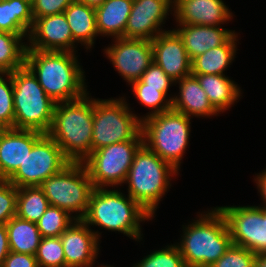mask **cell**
I'll return each mask as SVG.
<instances>
[{"mask_svg": "<svg viewBox=\"0 0 266 267\" xmlns=\"http://www.w3.org/2000/svg\"><path fill=\"white\" fill-rule=\"evenodd\" d=\"M210 209L182 225L181 237L174 242L186 267H210L232 244L224 215L217 207Z\"/></svg>", "mask_w": 266, "mask_h": 267, "instance_id": "7a4b0ae2", "label": "cell"}, {"mask_svg": "<svg viewBox=\"0 0 266 267\" xmlns=\"http://www.w3.org/2000/svg\"><path fill=\"white\" fill-rule=\"evenodd\" d=\"M173 14L172 0H133L125 28V38L152 41L167 31L163 25Z\"/></svg>", "mask_w": 266, "mask_h": 267, "instance_id": "4fadbf2b", "label": "cell"}, {"mask_svg": "<svg viewBox=\"0 0 266 267\" xmlns=\"http://www.w3.org/2000/svg\"><path fill=\"white\" fill-rule=\"evenodd\" d=\"M93 109L94 98L89 92L79 99L56 103L47 134L71 163H83L92 152Z\"/></svg>", "mask_w": 266, "mask_h": 267, "instance_id": "277c9868", "label": "cell"}, {"mask_svg": "<svg viewBox=\"0 0 266 267\" xmlns=\"http://www.w3.org/2000/svg\"><path fill=\"white\" fill-rule=\"evenodd\" d=\"M66 20L70 27L73 39L85 51H91L96 37H99L96 26L95 8L88 6L85 3L74 0L64 11Z\"/></svg>", "mask_w": 266, "mask_h": 267, "instance_id": "cb8c5ba5", "label": "cell"}, {"mask_svg": "<svg viewBox=\"0 0 266 267\" xmlns=\"http://www.w3.org/2000/svg\"><path fill=\"white\" fill-rule=\"evenodd\" d=\"M14 128L13 82L11 73H0V129Z\"/></svg>", "mask_w": 266, "mask_h": 267, "instance_id": "836d02e7", "label": "cell"}, {"mask_svg": "<svg viewBox=\"0 0 266 267\" xmlns=\"http://www.w3.org/2000/svg\"><path fill=\"white\" fill-rule=\"evenodd\" d=\"M26 42L27 49L78 53L64 13L34 19Z\"/></svg>", "mask_w": 266, "mask_h": 267, "instance_id": "9a60e30c", "label": "cell"}, {"mask_svg": "<svg viewBox=\"0 0 266 267\" xmlns=\"http://www.w3.org/2000/svg\"><path fill=\"white\" fill-rule=\"evenodd\" d=\"M139 80L144 83V88L159 89L172 102L174 95L169 94V90L175 85V81L155 62L148 67Z\"/></svg>", "mask_w": 266, "mask_h": 267, "instance_id": "e575fe53", "label": "cell"}, {"mask_svg": "<svg viewBox=\"0 0 266 267\" xmlns=\"http://www.w3.org/2000/svg\"><path fill=\"white\" fill-rule=\"evenodd\" d=\"M78 1L85 3L88 6L96 8V7L100 6L105 0H78Z\"/></svg>", "mask_w": 266, "mask_h": 267, "instance_id": "ee69618b", "label": "cell"}, {"mask_svg": "<svg viewBox=\"0 0 266 267\" xmlns=\"http://www.w3.org/2000/svg\"><path fill=\"white\" fill-rule=\"evenodd\" d=\"M197 78L213 108L221 115L239 102L243 90L227 75L191 74Z\"/></svg>", "mask_w": 266, "mask_h": 267, "instance_id": "7402d4cb", "label": "cell"}, {"mask_svg": "<svg viewBox=\"0 0 266 267\" xmlns=\"http://www.w3.org/2000/svg\"><path fill=\"white\" fill-rule=\"evenodd\" d=\"M75 220L67 211L50 205L37 222V226L42 238L58 237Z\"/></svg>", "mask_w": 266, "mask_h": 267, "instance_id": "4dcf8cb0", "label": "cell"}, {"mask_svg": "<svg viewBox=\"0 0 266 267\" xmlns=\"http://www.w3.org/2000/svg\"><path fill=\"white\" fill-rule=\"evenodd\" d=\"M2 267H39L36 256L10 251L4 259Z\"/></svg>", "mask_w": 266, "mask_h": 267, "instance_id": "f35d334b", "label": "cell"}, {"mask_svg": "<svg viewBox=\"0 0 266 267\" xmlns=\"http://www.w3.org/2000/svg\"><path fill=\"white\" fill-rule=\"evenodd\" d=\"M224 215L232 244L258 255L259 206H216Z\"/></svg>", "mask_w": 266, "mask_h": 267, "instance_id": "d6986e66", "label": "cell"}, {"mask_svg": "<svg viewBox=\"0 0 266 267\" xmlns=\"http://www.w3.org/2000/svg\"><path fill=\"white\" fill-rule=\"evenodd\" d=\"M98 264H99V265H98ZM98 264H97V267H115V266L110 265V264H109V265H108V264H106V265L103 264V265H102V264H100L99 262H98ZM131 267H132V266H131Z\"/></svg>", "mask_w": 266, "mask_h": 267, "instance_id": "f6af8a7d", "label": "cell"}, {"mask_svg": "<svg viewBox=\"0 0 266 267\" xmlns=\"http://www.w3.org/2000/svg\"><path fill=\"white\" fill-rule=\"evenodd\" d=\"M153 61L175 82L191 75V60L182 38L174 29L157 35L152 41Z\"/></svg>", "mask_w": 266, "mask_h": 267, "instance_id": "e0dca14e", "label": "cell"}, {"mask_svg": "<svg viewBox=\"0 0 266 267\" xmlns=\"http://www.w3.org/2000/svg\"><path fill=\"white\" fill-rule=\"evenodd\" d=\"M143 144L142 131L133 139L101 147L83 162L94 188H120L127 178L135 152Z\"/></svg>", "mask_w": 266, "mask_h": 267, "instance_id": "30bf717a", "label": "cell"}, {"mask_svg": "<svg viewBox=\"0 0 266 267\" xmlns=\"http://www.w3.org/2000/svg\"><path fill=\"white\" fill-rule=\"evenodd\" d=\"M191 121L173 109L142 121L143 143L161 159L181 171V164L190 142Z\"/></svg>", "mask_w": 266, "mask_h": 267, "instance_id": "52a82bcc", "label": "cell"}, {"mask_svg": "<svg viewBox=\"0 0 266 267\" xmlns=\"http://www.w3.org/2000/svg\"><path fill=\"white\" fill-rule=\"evenodd\" d=\"M28 35L0 32V73H11L25 65Z\"/></svg>", "mask_w": 266, "mask_h": 267, "instance_id": "83f0119b", "label": "cell"}, {"mask_svg": "<svg viewBox=\"0 0 266 267\" xmlns=\"http://www.w3.org/2000/svg\"><path fill=\"white\" fill-rule=\"evenodd\" d=\"M180 172L152 152L144 143L135 152L126 181L127 193L153 218L160 201Z\"/></svg>", "mask_w": 266, "mask_h": 267, "instance_id": "5b68a950", "label": "cell"}, {"mask_svg": "<svg viewBox=\"0 0 266 267\" xmlns=\"http://www.w3.org/2000/svg\"><path fill=\"white\" fill-rule=\"evenodd\" d=\"M25 1L29 2L30 4L34 2V0H25Z\"/></svg>", "mask_w": 266, "mask_h": 267, "instance_id": "bcb514c9", "label": "cell"}, {"mask_svg": "<svg viewBox=\"0 0 266 267\" xmlns=\"http://www.w3.org/2000/svg\"><path fill=\"white\" fill-rule=\"evenodd\" d=\"M225 26L176 25L173 28L182 38L184 47L192 61L207 50L225 44L236 32Z\"/></svg>", "mask_w": 266, "mask_h": 267, "instance_id": "44dd1931", "label": "cell"}, {"mask_svg": "<svg viewBox=\"0 0 266 267\" xmlns=\"http://www.w3.org/2000/svg\"><path fill=\"white\" fill-rule=\"evenodd\" d=\"M119 188H94L82 219L90 228L98 227L143 241V223L154 219L135 200ZM143 222V223H142ZM142 224V225H141Z\"/></svg>", "mask_w": 266, "mask_h": 267, "instance_id": "3957f363", "label": "cell"}, {"mask_svg": "<svg viewBox=\"0 0 266 267\" xmlns=\"http://www.w3.org/2000/svg\"><path fill=\"white\" fill-rule=\"evenodd\" d=\"M256 254L235 244L210 267H254Z\"/></svg>", "mask_w": 266, "mask_h": 267, "instance_id": "d590c367", "label": "cell"}, {"mask_svg": "<svg viewBox=\"0 0 266 267\" xmlns=\"http://www.w3.org/2000/svg\"><path fill=\"white\" fill-rule=\"evenodd\" d=\"M74 0H34L31 4L34 19L64 13Z\"/></svg>", "mask_w": 266, "mask_h": 267, "instance_id": "74e56055", "label": "cell"}, {"mask_svg": "<svg viewBox=\"0 0 266 267\" xmlns=\"http://www.w3.org/2000/svg\"><path fill=\"white\" fill-rule=\"evenodd\" d=\"M141 259L133 263L132 267H186L180 250L175 243L150 251L149 254L147 253Z\"/></svg>", "mask_w": 266, "mask_h": 267, "instance_id": "1f68e13d", "label": "cell"}, {"mask_svg": "<svg viewBox=\"0 0 266 267\" xmlns=\"http://www.w3.org/2000/svg\"><path fill=\"white\" fill-rule=\"evenodd\" d=\"M253 181L255 182L262 200V203L258 206L266 207V168L261 172L255 174Z\"/></svg>", "mask_w": 266, "mask_h": 267, "instance_id": "60d3db41", "label": "cell"}, {"mask_svg": "<svg viewBox=\"0 0 266 267\" xmlns=\"http://www.w3.org/2000/svg\"><path fill=\"white\" fill-rule=\"evenodd\" d=\"M78 53L26 49L25 65L45 93L56 103L73 101L88 91L86 73ZM81 64V65H80Z\"/></svg>", "mask_w": 266, "mask_h": 267, "instance_id": "6da1fadb", "label": "cell"}, {"mask_svg": "<svg viewBox=\"0 0 266 267\" xmlns=\"http://www.w3.org/2000/svg\"><path fill=\"white\" fill-rule=\"evenodd\" d=\"M175 86L179 88V92L173 94V110L185 114L189 118H214V116H219L195 76L189 75L182 78L175 82Z\"/></svg>", "mask_w": 266, "mask_h": 267, "instance_id": "ffe728a7", "label": "cell"}, {"mask_svg": "<svg viewBox=\"0 0 266 267\" xmlns=\"http://www.w3.org/2000/svg\"><path fill=\"white\" fill-rule=\"evenodd\" d=\"M240 33L236 32L225 44L207 50L191 61V74L225 75L235 58Z\"/></svg>", "mask_w": 266, "mask_h": 267, "instance_id": "d4e9b609", "label": "cell"}, {"mask_svg": "<svg viewBox=\"0 0 266 267\" xmlns=\"http://www.w3.org/2000/svg\"><path fill=\"white\" fill-rule=\"evenodd\" d=\"M39 187L50 205L67 211L76 220H82L86 215L94 189L85 165L71 162Z\"/></svg>", "mask_w": 266, "mask_h": 267, "instance_id": "9c48e42d", "label": "cell"}, {"mask_svg": "<svg viewBox=\"0 0 266 267\" xmlns=\"http://www.w3.org/2000/svg\"><path fill=\"white\" fill-rule=\"evenodd\" d=\"M13 82L14 128L47 134L56 102L41 87L37 77L24 65L11 72Z\"/></svg>", "mask_w": 266, "mask_h": 267, "instance_id": "8992f818", "label": "cell"}, {"mask_svg": "<svg viewBox=\"0 0 266 267\" xmlns=\"http://www.w3.org/2000/svg\"><path fill=\"white\" fill-rule=\"evenodd\" d=\"M172 16L177 25L207 26H222L235 17L223 0H174Z\"/></svg>", "mask_w": 266, "mask_h": 267, "instance_id": "2e32d148", "label": "cell"}, {"mask_svg": "<svg viewBox=\"0 0 266 267\" xmlns=\"http://www.w3.org/2000/svg\"><path fill=\"white\" fill-rule=\"evenodd\" d=\"M35 256L39 267H65L60 236L42 238Z\"/></svg>", "mask_w": 266, "mask_h": 267, "instance_id": "d6a6232c", "label": "cell"}, {"mask_svg": "<svg viewBox=\"0 0 266 267\" xmlns=\"http://www.w3.org/2000/svg\"><path fill=\"white\" fill-rule=\"evenodd\" d=\"M44 134L34 130L0 129V179L7 180Z\"/></svg>", "mask_w": 266, "mask_h": 267, "instance_id": "ac0fdd59", "label": "cell"}, {"mask_svg": "<svg viewBox=\"0 0 266 267\" xmlns=\"http://www.w3.org/2000/svg\"><path fill=\"white\" fill-rule=\"evenodd\" d=\"M69 163L58 144L48 134H44L7 180L16 188L39 186Z\"/></svg>", "mask_w": 266, "mask_h": 267, "instance_id": "8fae6325", "label": "cell"}, {"mask_svg": "<svg viewBox=\"0 0 266 267\" xmlns=\"http://www.w3.org/2000/svg\"><path fill=\"white\" fill-rule=\"evenodd\" d=\"M127 100L125 95L109 99L94 98L92 151L133 140L142 131L140 115L133 112Z\"/></svg>", "mask_w": 266, "mask_h": 267, "instance_id": "ba28073f", "label": "cell"}, {"mask_svg": "<svg viewBox=\"0 0 266 267\" xmlns=\"http://www.w3.org/2000/svg\"><path fill=\"white\" fill-rule=\"evenodd\" d=\"M49 206L39 186L17 188L16 216L37 223Z\"/></svg>", "mask_w": 266, "mask_h": 267, "instance_id": "f1b7e54d", "label": "cell"}, {"mask_svg": "<svg viewBox=\"0 0 266 267\" xmlns=\"http://www.w3.org/2000/svg\"><path fill=\"white\" fill-rule=\"evenodd\" d=\"M112 42L104 47L103 55L129 86L139 80L154 62L151 41L121 37L112 39Z\"/></svg>", "mask_w": 266, "mask_h": 267, "instance_id": "7c38bea8", "label": "cell"}, {"mask_svg": "<svg viewBox=\"0 0 266 267\" xmlns=\"http://www.w3.org/2000/svg\"><path fill=\"white\" fill-rule=\"evenodd\" d=\"M254 267H266V253L256 255Z\"/></svg>", "mask_w": 266, "mask_h": 267, "instance_id": "7bdbcfd3", "label": "cell"}, {"mask_svg": "<svg viewBox=\"0 0 266 267\" xmlns=\"http://www.w3.org/2000/svg\"><path fill=\"white\" fill-rule=\"evenodd\" d=\"M34 18L25 0H0V32L29 35Z\"/></svg>", "mask_w": 266, "mask_h": 267, "instance_id": "484cf974", "label": "cell"}, {"mask_svg": "<svg viewBox=\"0 0 266 267\" xmlns=\"http://www.w3.org/2000/svg\"><path fill=\"white\" fill-rule=\"evenodd\" d=\"M6 227L10 251L36 255L42 239L37 223L15 215L6 223Z\"/></svg>", "mask_w": 266, "mask_h": 267, "instance_id": "4316f807", "label": "cell"}, {"mask_svg": "<svg viewBox=\"0 0 266 267\" xmlns=\"http://www.w3.org/2000/svg\"><path fill=\"white\" fill-rule=\"evenodd\" d=\"M101 237V231L90 228L83 220H75L60 236L65 267H95Z\"/></svg>", "mask_w": 266, "mask_h": 267, "instance_id": "5bb4252c", "label": "cell"}, {"mask_svg": "<svg viewBox=\"0 0 266 267\" xmlns=\"http://www.w3.org/2000/svg\"><path fill=\"white\" fill-rule=\"evenodd\" d=\"M132 88L135 99L137 98L139 105L148 107L147 112L144 115H140V120L166 112L172 109V102L161 92L159 89L144 88V83L140 80H136L129 84Z\"/></svg>", "mask_w": 266, "mask_h": 267, "instance_id": "f546056e", "label": "cell"}, {"mask_svg": "<svg viewBox=\"0 0 266 267\" xmlns=\"http://www.w3.org/2000/svg\"><path fill=\"white\" fill-rule=\"evenodd\" d=\"M266 253V207L259 206L258 254Z\"/></svg>", "mask_w": 266, "mask_h": 267, "instance_id": "ab89813d", "label": "cell"}, {"mask_svg": "<svg viewBox=\"0 0 266 267\" xmlns=\"http://www.w3.org/2000/svg\"><path fill=\"white\" fill-rule=\"evenodd\" d=\"M17 188L8 180L0 179V224L16 215Z\"/></svg>", "mask_w": 266, "mask_h": 267, "instance_id": "8d00e7d4", "label": "cell"}, {"mask_svg": "<svg viewBox=\"0 0 266 267\" xmlns=\"http://www.w3.org/2000/svg\"><path fill=\"white\" fill-rule=\"evenodd\" d=\"M10 252L6 224H0V267Z\"/></svg>", "mask_w": 266, "mask_h": 267, "instance_id": "b9f144b4", "label": "cell"}, {"mask_svg": "<svg viewBox=\"0 0 266 267\" xmlns=\"http://www.w3.org/2000/svg\"><path fill=\"white\" fill-rule=\"evenodd\" d=\"M133 0H105L95 8L96 26L103 38H125V28Z\"/></svg>", "mask_w": 266, "mask_h": 267, "instance_id": "603a6c76", "label": "cell"}]
</instances>
